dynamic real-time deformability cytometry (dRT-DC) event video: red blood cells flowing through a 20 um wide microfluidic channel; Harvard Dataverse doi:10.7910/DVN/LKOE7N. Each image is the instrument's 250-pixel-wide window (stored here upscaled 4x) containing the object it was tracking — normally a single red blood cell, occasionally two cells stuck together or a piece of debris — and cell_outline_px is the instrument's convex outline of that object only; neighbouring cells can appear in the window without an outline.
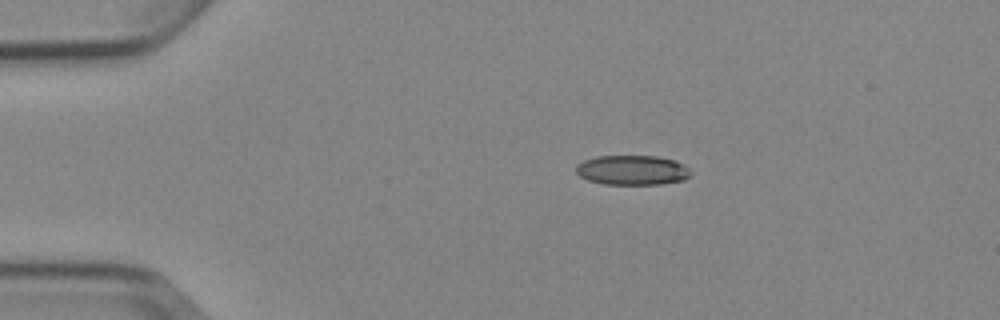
{"species": "Egyptian fruit bat (a non-hibernating species)", "species_latin": "Rousettus aegyptiacus", "temperature_condition": "cold", "stored_images_in_passage": 2, "camera_frame_rate_fps": 3000, "um_per_image_px": 0.085, "animal": {"sex": "female"}, "frame": {"image": 1, "passage_image": 1, "time_ms": 0.0, "image_size_px": [1000, 320], "cell_outline_px": [[692, 172], [684, 180], [660, 184], [604, 184], [588, 180], [580, 176], [576, 172], [576, 164], [584, 160], [596, 156], [656, 156], [672, 160], [684, 164]], "centroid_in_image_um": [53.73, 14.46], "position_along_channel_um": 31.3, "area_um2": 19.83}}